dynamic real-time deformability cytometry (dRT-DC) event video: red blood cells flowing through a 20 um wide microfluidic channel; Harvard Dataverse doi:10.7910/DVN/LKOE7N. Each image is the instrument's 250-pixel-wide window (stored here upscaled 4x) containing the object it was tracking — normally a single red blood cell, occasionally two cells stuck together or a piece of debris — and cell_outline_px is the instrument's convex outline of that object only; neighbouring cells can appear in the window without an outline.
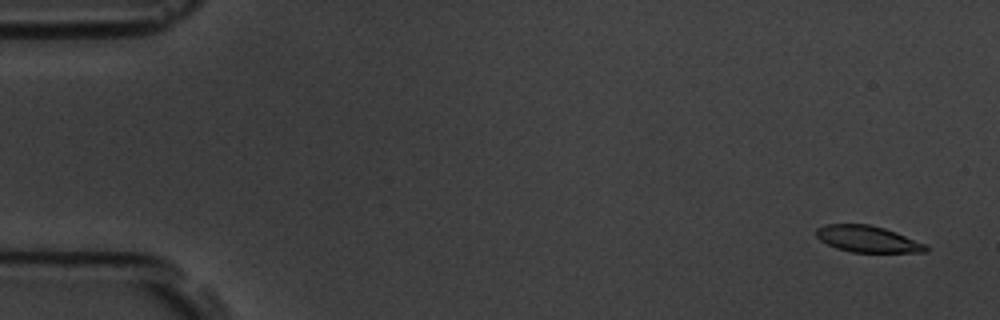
{"species": "common noctule bat (a hibernating species)", "species_latin": "Nyctalus noctula", "temperature_condition": "room temperature", "stored_images_in_passage": 5, "segment_of_instrument_passage": [1, 2], "camera_frame_rate_fps": 3000, "um_per_image_px": 0.085, "animal": {"sex": "male", "body_mass_g": 19.5, "forearm_length_mm": 54.6}, "frame": {"image": 1, "passage_image": 1, "time_ms": 0.0, "image_size_px": [1000, 320], "cell_outline_px": [[928, 252], [852, 252], [836, 248], [820, 240], [816, 236], [816, 228], [824, 224], [868, 224], [884, 228], [896, 232], [924, 244], [928, 248]], "centroid_in_image_um": [73.7, 20.31], "position_along_channel_um": 11.3, "area_um2": 16.76}}